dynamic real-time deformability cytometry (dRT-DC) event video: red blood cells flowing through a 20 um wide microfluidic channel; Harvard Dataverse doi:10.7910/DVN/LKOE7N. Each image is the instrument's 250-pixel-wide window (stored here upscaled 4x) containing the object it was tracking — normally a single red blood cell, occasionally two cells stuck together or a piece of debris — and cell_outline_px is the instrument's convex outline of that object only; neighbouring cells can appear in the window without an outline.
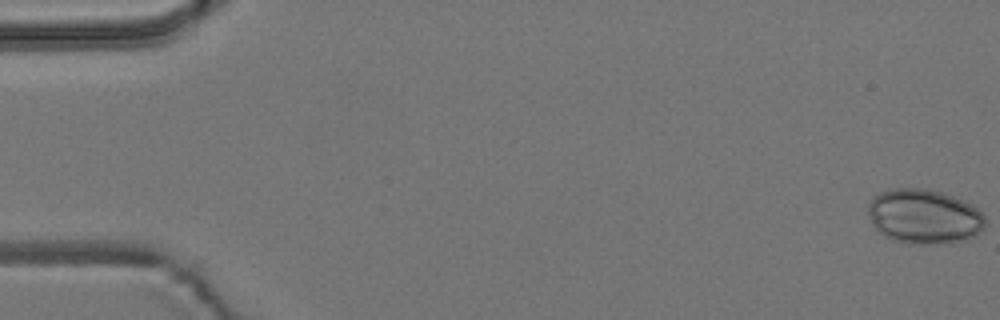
{"species": "common noctule bat (a hibernating species)", "species_latin": "Nyctalus noctula", "temperature_condition": "room temperature", "stored_images_in_passage": 8, "camera_frame_rate_fps": 3000, "um_per_image_px": 0.085, "animal": {"sex": "male", "body_mass_g": 19.2, "forearm_length_mm": 51.8}, "frame": {"image": 1, "passage_image": 1, "time_ms": 0.0, "image_size_px": [1000, 320], "cell_outline_px": [[984, 228], [976, 236], [956, 240], [896, 240], [884, 236], [872, 224], [868, 212], [868, 204], [880, 192], [888, 188], [924, 188], [940, 192], [952, 196], [972, 204], [984, 216]], "centroid_in_image_um": [78.52, 18.31], "position_along_channel_um": 6.5, "area_um2": 35.78}}
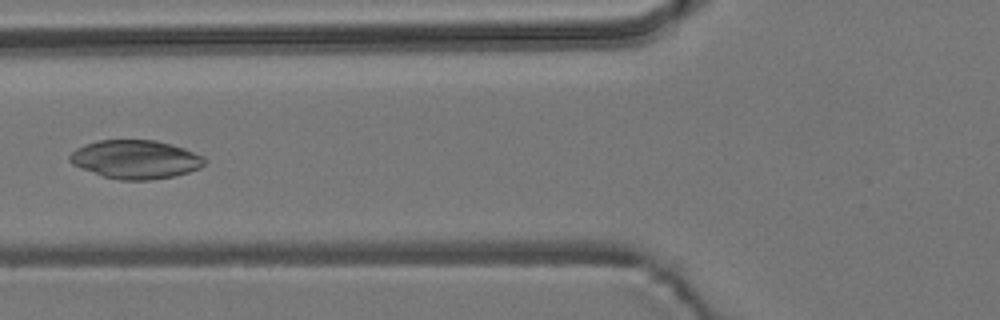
{"frame": {"image": 2, "passage_image": 7, "time_ms": 7.0, "image_size_px": [1000, 320], "cell_outline_px": [[208, 160], [200, 168], [188, 172], [172, 176], [152, 180], [120, 180], [104, 176], [80, 168], [72, 164], [68, 160], [68, 156], [76, 148], [84, 144], [96, 140], [156, 140], [172, 144], [184, 148], [204, 156]], "centroid_in_image_um": [11.52, 13.54], "position_along_channel_um": 114.3, "area_um2": 30.52}}
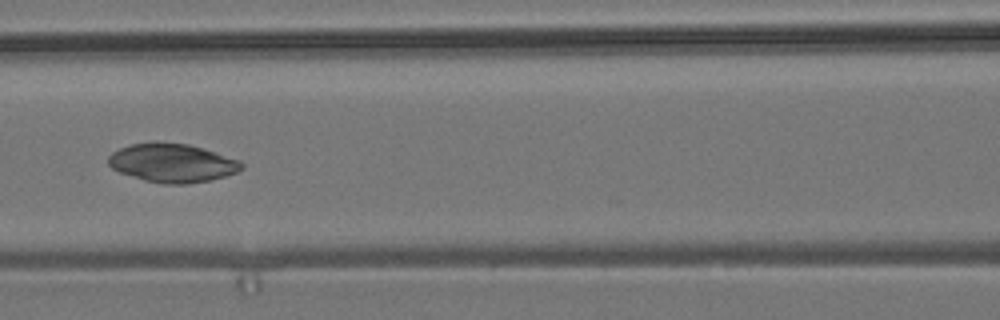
{"frame": {"image": 3, "passage_image": 8, "time_ms": 8.0, "image_size_px": [1000, 320], "cell_outline_px": [[244, 168], [236, 172], [224, 176], [208, 180], [188, 184], [164, 184], [144, 180], [120, 172], [112, 168], [108, 164], [108, 156], [112, 152], [128, 144], [152, 140], [156, 140], [188, 144], [204, 148], [240, 160], [244, 164]], "centroid_in_image_um": [14.62, 13.82], "position_along_channel_um": 152.0, "area_um2": 30.46}}